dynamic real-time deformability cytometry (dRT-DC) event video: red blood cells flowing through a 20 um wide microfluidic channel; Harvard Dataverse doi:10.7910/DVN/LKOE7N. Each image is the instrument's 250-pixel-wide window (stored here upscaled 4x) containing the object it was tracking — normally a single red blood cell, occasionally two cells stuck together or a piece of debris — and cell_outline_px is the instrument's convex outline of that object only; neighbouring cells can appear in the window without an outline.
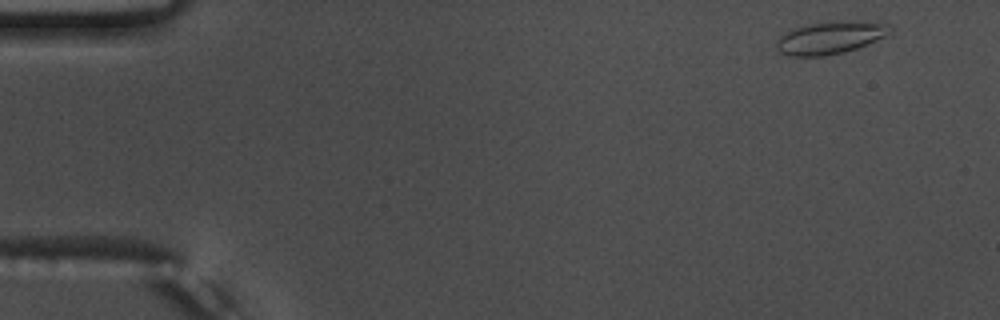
{"species": "common noctule bat (a hibernating species)", "species_latin": "Nyctalus noctula", "temperature_condition": "warm", "stored_images_in_passage": 52, "camera_frame_rate_fps": 3000, "um_per_image_px": 0.085, "animal": {"sex": "male", "body_mass_g": 17.5, "forearm_length_mm": 52.3}, "frame": {"image": 1, "passage_image": 2, "time_ms": 0.333, "image_size_px": [1000, 320], "cell_outline_px": [[896, 28], [884, 36], [856, 48], [844, 52], [824, 56], [788, 56], [780, 52], [776, 48], [776, 40], [784, 32], [792, 28], [804, 24], [844, 20], [888, 24]], "centroid_in_image_um": [70.51, 3.19], "position_along_channel_um": 14.5, "area_um2": 21.62}}
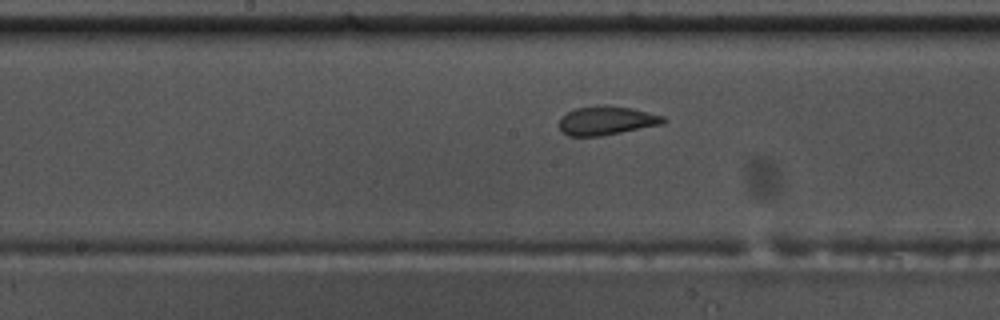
{"frame": {"image": 2, "passage_image": 26, "time_ms": 8.333, "image_size_px": [1000, 320], "cell_outline_px": [[668, 120], [664, 124], [600, 136], [568, 136], [560, 128], [560, 116], [576, 108], [600, 104], [604, 104], [632, 108], [664, 116]], "centroid_in_image_um": [51.58, 10.23], "position_along_channel_um": 196.6, "area_um2": 17.63}}
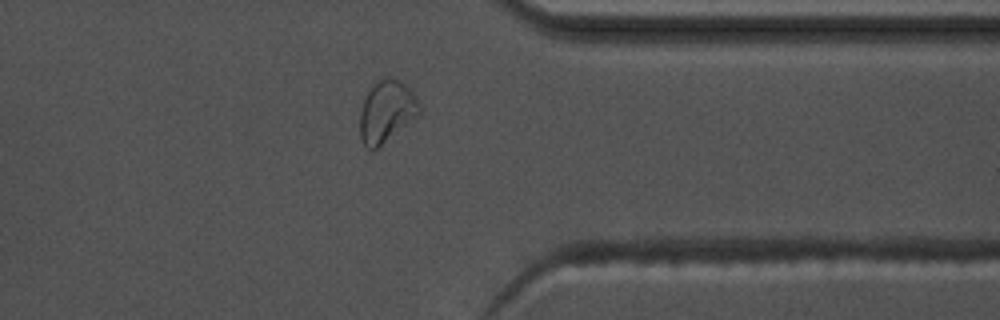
{"frame": {"image": 3, "passage_image": 41, "time_ms": 13.333, "image_size_px": [1000, 320], "cell_outline_px": [[420, 116], [372, 152], [364, 144], [360, 136], [360, 112], [364, 96], [372, 84], [384, 76], [392, 76], [400, 80], [416, 96], [420, 104]], "centroid_in_image_um": [32.86, 9.46], "position_along_channel_um": 378.5, "area_um2": 21.96}, "authors_computed_cell_mechanics": {"area_um2": 18.7272, "velocity_mm_per_s": 3.7623, "shape_relaxation_time_tau1_ms": 6.0275, "shape_relaxation_time_tau2_ms": 1.0543, "deformation_change_tau1": 0.1692, "deformation_change_tau2": 0.0657}}